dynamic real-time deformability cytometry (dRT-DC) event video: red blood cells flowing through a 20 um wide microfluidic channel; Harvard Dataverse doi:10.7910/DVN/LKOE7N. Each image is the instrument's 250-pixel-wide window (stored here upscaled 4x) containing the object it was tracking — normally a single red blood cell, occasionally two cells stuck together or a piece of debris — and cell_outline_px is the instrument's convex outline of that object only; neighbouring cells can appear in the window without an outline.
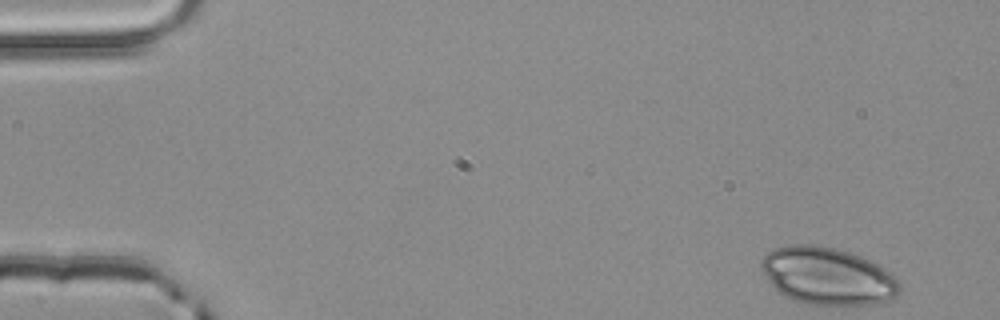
{"species": "common noctule bat (a hibernating species)", "species_latin": "Nyctalus noctula", "temperature_condition": "room temperature", "stored_images_in_passage": 4, "camera_frame_rate_fps": 3000, "um_per_image_px": 0.085, "animal": {"sex": "male", "body_mass_g": 20.4}, "frame": {"image": 1, "passage_image": 1, "time_ms": 0.0, "image_size_px": [1000, 320], "cell_outline_px": [[900, 292], [896, 296], [888, 300], [872, 304], [804, 304], [780, 292], [768, 280], [760, 268], [760, 260], [768, 252], [776, 248], [792, 244], [812, 244], [836, 248], [860, 256], [884, 268], [900, 284]], "centroid_in_image_um": [70.32, 23.45], "position_along_channel_um": 14.7, "area_um2": 45.66}}